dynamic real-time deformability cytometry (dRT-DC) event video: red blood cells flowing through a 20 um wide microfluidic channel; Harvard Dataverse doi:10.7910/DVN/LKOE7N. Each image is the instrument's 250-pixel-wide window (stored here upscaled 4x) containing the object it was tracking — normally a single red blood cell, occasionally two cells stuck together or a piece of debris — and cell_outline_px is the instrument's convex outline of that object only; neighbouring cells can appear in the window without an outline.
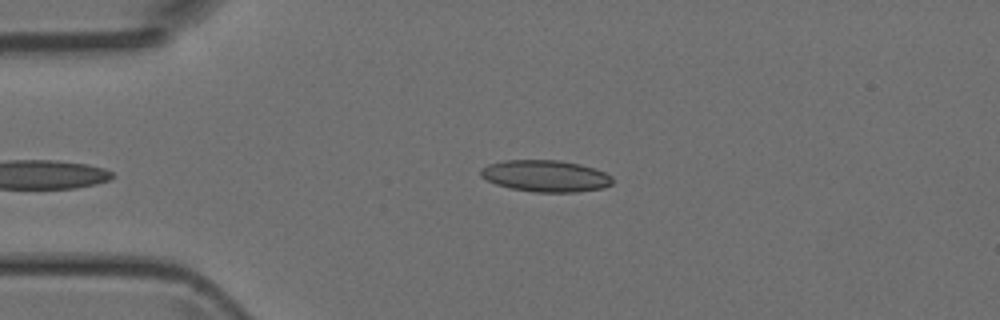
{"species": "Egyptian fruit bat (a non-hibernating species)", "species_latin": "Rousettus aegyptiacus", "temperature_condition": "room temperature", "stored_images_in_passage": 35, "camera_frame_rate_fps": 3000, "um_per_image_px": 0.085, "animal": {"sex": "female"}, "frame": {"image": 1, "passage_image": 2, "time_ms": 0.333, "image_size_px": [1000, 320], "cell_outline_px": [[612, 184], [604, 188], [576, 192], [532, 192], [508, 188], [496, 184], [480, 176], [480, 168], [488, 164], [504, 160], [560, 160], [580, 164], [596, 168], [612, 176]], "centroid_in_image_um": [46.37, 14.96], "position_along_channel_um": 38.6, "area_um2": 24.57}}
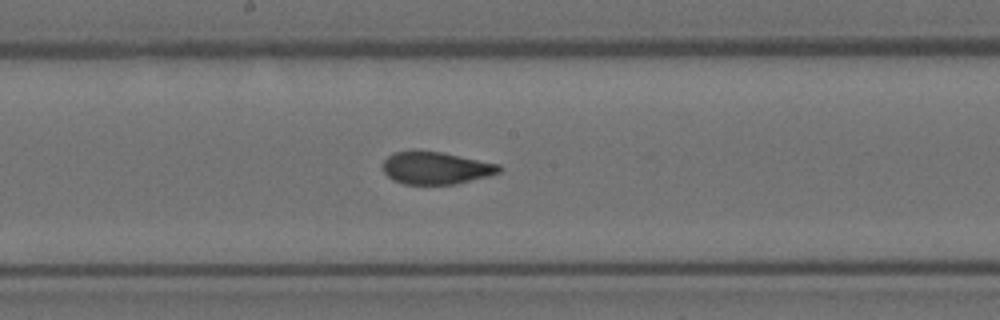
{"frame": {"image": 2, "passage_image": 16, "time_ms": 5.0, "image_size_px": [1000, 320], "cell_outline_px": [[504, 168], [500, 172], [488, 176], [456, 184], [404, 184], [392, 180], [384, 172], [384, 160], [392, 152], [412, 148], [440, 152], [500, 164]], "centroid_in_image_um": [37.03, 14.25], "position_along_channel_um": 211.2, "area_um2": 22.37}}
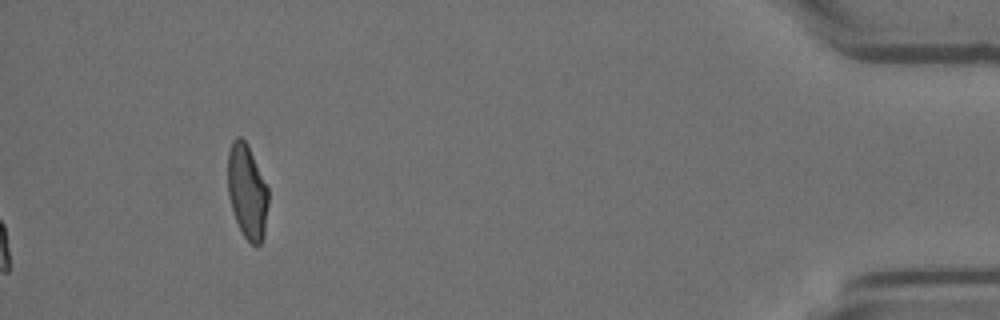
{"frame": {"image": 3, "passage_image": 35, "time_ms": 11.333, "image_size_px": [1000, 320], "cell_outline_px": [[268, 204], [264, 236], [260, 244], [252, 244], [244, 236], [236, 220], [232, 208], [228, 192], [228, 152], [232, 140], [236, 136], [240, 136], [248, 144], [268, 188]], "centroid_in_image_um": [21.01, 16.24], "position_along_channel_um": 414.2, "area_um2": 22.2}}